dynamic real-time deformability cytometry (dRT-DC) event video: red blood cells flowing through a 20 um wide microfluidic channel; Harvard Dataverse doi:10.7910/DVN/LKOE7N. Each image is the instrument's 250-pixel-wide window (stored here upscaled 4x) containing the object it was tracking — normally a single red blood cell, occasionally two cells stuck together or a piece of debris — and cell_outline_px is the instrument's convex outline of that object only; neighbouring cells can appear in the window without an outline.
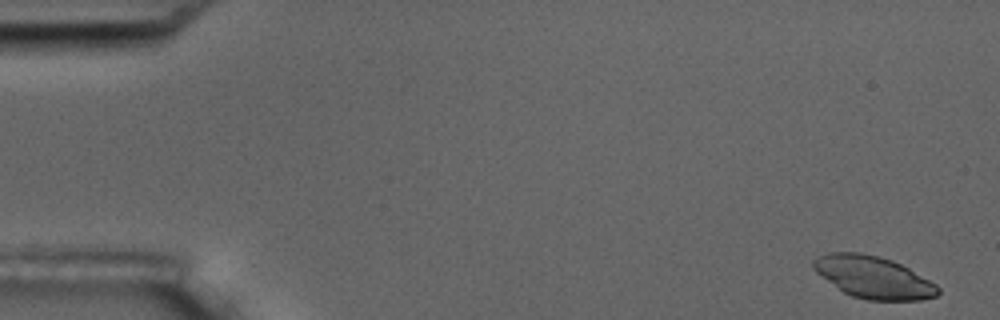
{"species": "common noctule bat (a hibernating species)", "species_latin": "Nyctalus noctula", "temperature_condition": "room temperature", "stored_images_in_passage": 5, "camera_frame_rate_fps": 3000, "um_per_image_px": 0.085, "animal": {"sex": "male", "body_mass_g": 17.5, "forearm_length_mm": 52.3}, "frame": {"image": 1, "passage_image": 1, "time_ms": 0.0, "image_size_px": [1000, 320], "cell_outline_px": [[940, 292], [936, 296], [920, 300], [868, 300], [852, 296], [844, 292], [816, 272], [812, 268], [812, 260], [828, 252], [860, 252], [892, 260], [908, 268], [936, 284], [940, 288]], "centroid_in_image_um": [74.23, 23.56], "position_along_channel_um": 10.8, "area_um2": 30.29}}